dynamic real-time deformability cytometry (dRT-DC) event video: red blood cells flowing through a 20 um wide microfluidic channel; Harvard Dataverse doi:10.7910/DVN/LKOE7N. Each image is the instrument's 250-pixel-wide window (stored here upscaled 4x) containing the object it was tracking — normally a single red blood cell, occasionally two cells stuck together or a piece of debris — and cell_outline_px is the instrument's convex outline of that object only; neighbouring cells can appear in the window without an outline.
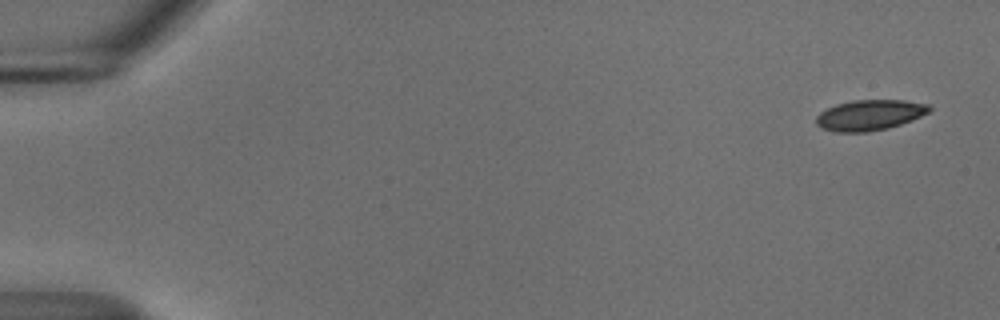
{"species": "common noctule bat (a hibernating species)", "species_latin": "Nyctalus noctula", "temperature_condition": "cold", "stored_images_in_passage": 47, "camera_frame_rate_fps": 3000, "um_per_image_px": 0.085, "animal": {"sex": "male", "body_mass_g": 18.8}, "frame": {"image": 1, "passage_image": 1, "time_ms": 0.0, "image_size_px": [1000, 320], "cell_outline_px": [[932, 108], [928, 112], [912, 120], [888, 128], [868, 132], [832, 132], [816, 124], [816, 116], [820, 112], [836, 104], [852, 100], [904, 100], [928, 104]], "centroid_in_image_um": [73.91, 9.78], "position_along_channel_um": 11.1, "area_um2": 20.11}}
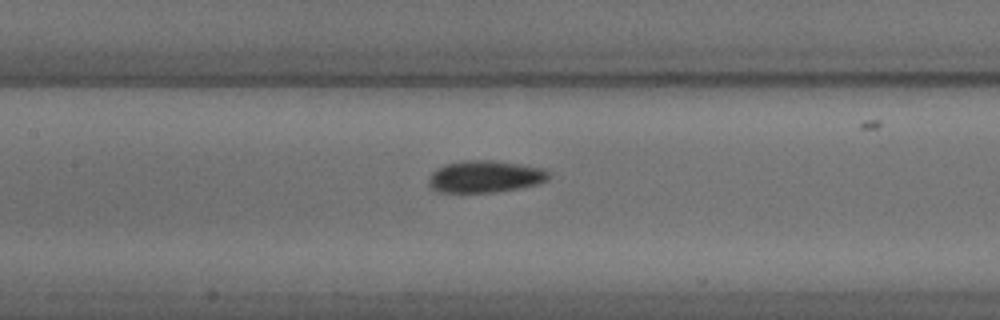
{"frame": {"image": 2, "passage_image": 25, "time_ms": 8.0, "image_size_px": [1000, 320], "cell_outline_px": [[552, 176], [548, 180], [540, 184], [496, 192], [440, 192], [432, 188], [428, 184], [428, 176], [432, 172], [444, 164], [464, 160], [492, 160], [520, 164], [544, 168], [552, 172]], "centroid_in_image_um": [41.28, 15.0], "position_along_channel_um": 166.1, "area_um2": 22.72}}
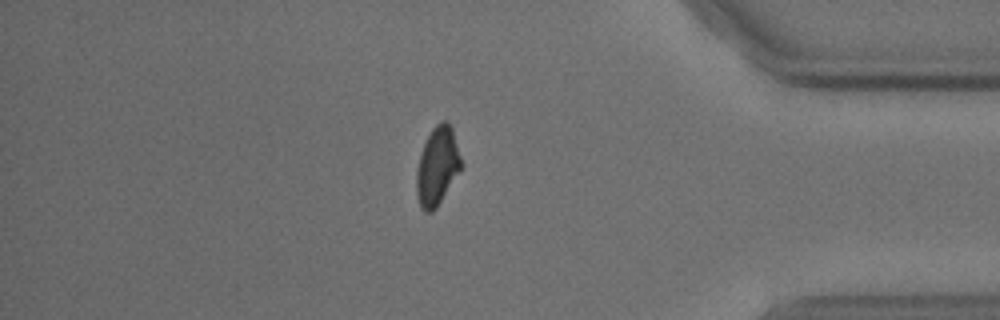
{"frame": {"image": 3, "passage_image": 46, "time_ms": 15.0, "image_size_px": [1000, 320], "cell_outline_px": [[460, 172], [436, 208], [432, 212], [424, 212], [420, 208], [416, 196], [416, 172], [420, 152], [432, 128], [440, 120], [448, 120], [452, 128], [460, 156]], "centroid_in_image_um": [37.14, 14.14], "position_along_channel_um": 398.1, "area_um2": 20.46}}